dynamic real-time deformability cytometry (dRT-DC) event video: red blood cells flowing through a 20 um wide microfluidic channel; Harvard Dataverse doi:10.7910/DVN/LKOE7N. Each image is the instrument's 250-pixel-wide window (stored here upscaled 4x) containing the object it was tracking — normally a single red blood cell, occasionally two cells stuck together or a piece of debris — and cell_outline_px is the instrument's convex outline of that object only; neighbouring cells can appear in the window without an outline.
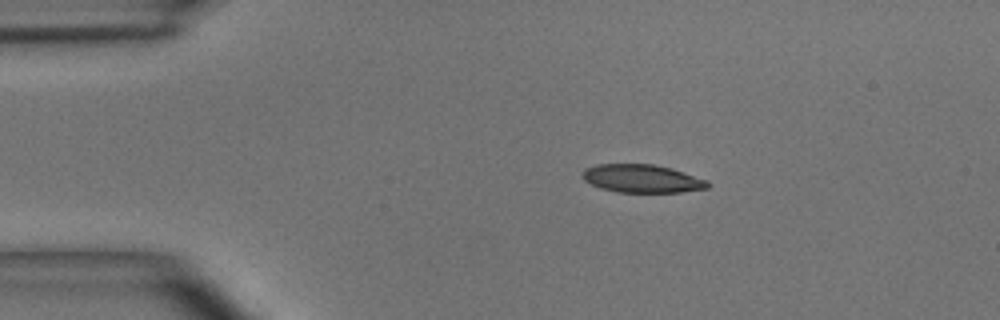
{"species": "common noctule bat (a hibernating species)", "species_latin": "Nyctalus noctula", "temperature_condition": "room temperature", "stored_images_in_passage": 4, "camera_frame_rate_fps": 3000, "um_per_image_px": 0.085, "animal": {"sex": "male", "body_mass_g": 15.6}, "frame": {"image": 1, "passage_image": 1, "time_ms": 0.0, "image_size_px": [1000, 320], "cell_outline_px": [[712, 184], [708, 188], [680, 192], [616, 192], [600, 188], [584, 180], [580, 172], [584, 168], [596, 164], [652, 164], [672, 168], [708, 180]], "centroid_in_image_um": [54.57, 15.17], "position_along_channel_um": 30.4, "area_um2": 20.75}}
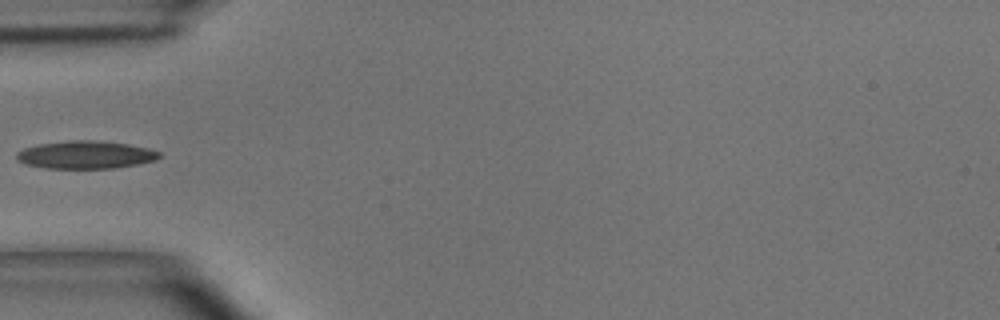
{"frame": {"image": 2, "passage_image": 3, "time_ms": 0.667, "image_size_px": [1000, 320], "cell_outline_px": [[160, 156], [156, 160], [116, 168], [44, 168], [28, 164], [16, 160], [16, 152], [24, 148], [40, 144], [72, 140], [96, 140], [128, 144], [148, 148], [160, 152]], "centroid_in_image_um": [7.28, 13.15], "position_along_channel_um": 77.7, "area_um2": 23.0}}
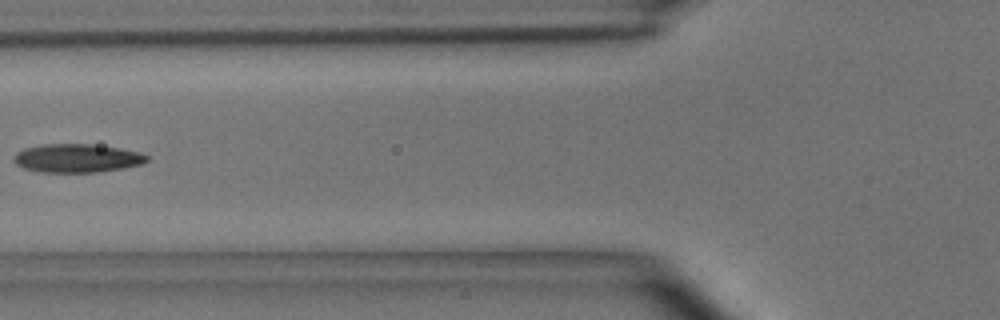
{"frame": {"image": 3, "passage_image": 4, "time_ms": 1.0, "image_size_px": [1000, 320], "cell_outline_px": [[148, 160], [140, 164], [124, 168], [96, 172], [40, 172], [24, 168], [16, 164], [12, 160], [16, 152], [24, 148], [44, 144], [92, 144], [120, 148], [140, 152], [148, 156]], "centroid_in_image_um": [6.52, 13.44], "position_along_channel_um": 119.3, "area_um2": 22.14}}